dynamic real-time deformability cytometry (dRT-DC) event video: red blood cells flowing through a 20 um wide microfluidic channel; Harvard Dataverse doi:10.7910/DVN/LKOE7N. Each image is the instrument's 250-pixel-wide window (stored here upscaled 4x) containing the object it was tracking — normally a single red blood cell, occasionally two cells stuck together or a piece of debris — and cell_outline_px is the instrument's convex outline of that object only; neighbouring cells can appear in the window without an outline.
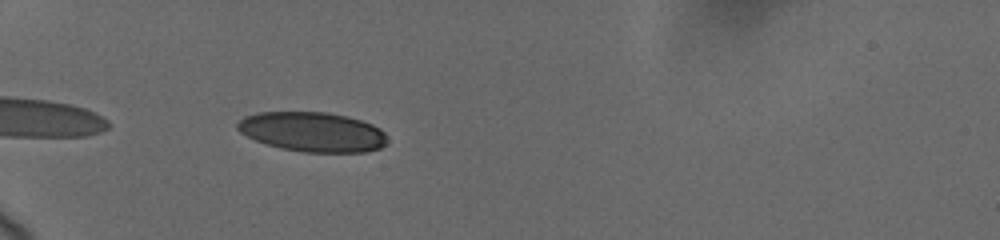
{"species": "human", "species_latin": "Homo sapiens", "temperature_condition": "cold", "stored_images_in_passage": 36, "camera_frame_rate_fps": 3000, "um_per_image_px": 0.085, "donor": {"sex": "female"}, "frame": {"image": 1, "passage_image": 8, "time_ms": 1.333, "image_size_px": [1000, 240], "cell_outline_px": [[388, 140], [380, 148], [364, 152], [304, 152], [284, 148], [268, 144], [256, 140], [240, 132], [236, 128], [236, 124], [244, 116], [256, 112], [328, 112], [360, 120], [372, 124], [380, 128], [384, 132]], "centroid_in_image_um": [26.56, 11.2], "position_along_channel_um": 58.4, "area_um2": 34.45}}
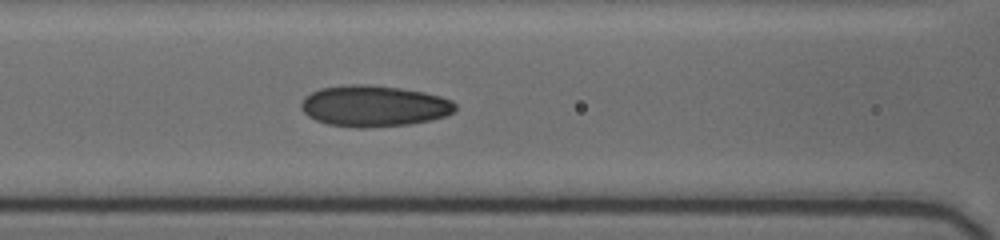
{"frame": {"image": 2, "passage_image": 23, "time_ms": 4.0, "image_size_px": [1000, 240], "cell_outline_px": [[456, 108], [452, 112], [444, 116], [432, 120], [408, 124], [368, 128], [356, 128], [328, 124], [316, 120], [308, 116], [300, 108], [300, 104], [304, 96], [320, 88], [352, 84], [364, 84], [400, 88], [424, 92], [440, 96], [452, 100], [456, 104]], "centroid_in_image_um": [31.77, 9.01], "position_along_channel_um": 134.8, "area_um2": 37.05}}
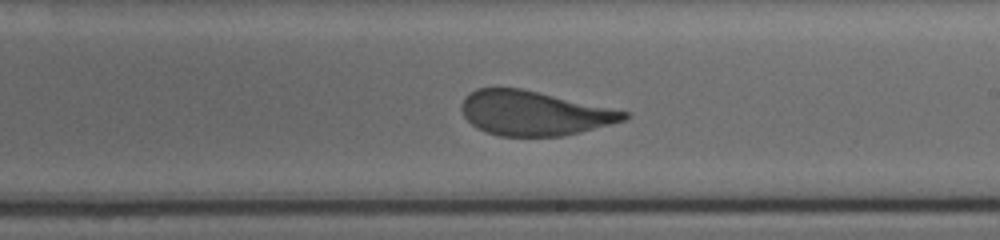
{"frame": {"image": 3, "passage_image": 33, "time_ms": 5.667, "image_size_px": [1000, 240], "cell_outline_px": [[628, 116], [624, 120], [580, 132], [564, 136], [500, 136], [484, 132], [476, 128], [464, 116], [460, 108], [460, 104], [464, 96], [476, 88], [520, 88], [628, 112]], "centroid_in_image_um": [45.3, 9.62], "position_along_channel_um": 243.7, "area_um2": 41.79}}